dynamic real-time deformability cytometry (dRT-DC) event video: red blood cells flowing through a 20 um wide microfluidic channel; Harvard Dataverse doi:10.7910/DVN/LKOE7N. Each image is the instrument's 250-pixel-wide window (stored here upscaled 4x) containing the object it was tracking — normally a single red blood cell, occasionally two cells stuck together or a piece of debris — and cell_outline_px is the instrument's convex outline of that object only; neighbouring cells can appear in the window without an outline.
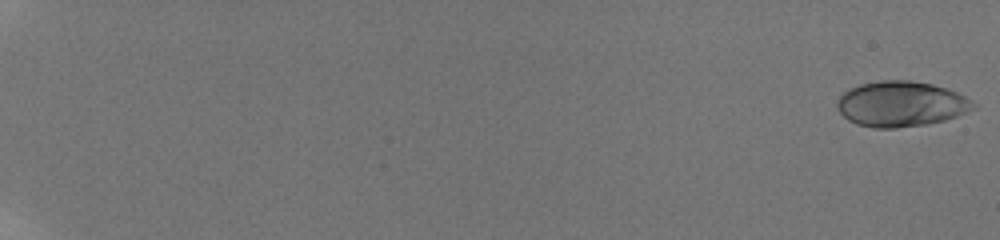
{"species": "human", "species_latin": "Homo sapiens", "temperature_condition": "room temperature", "stored_images_in_passage": 9, "camera_frame_rate_fps": 3000, "um_per_image_px": 0.085, "donor": {"sex": "male"}, "frame": {"image": 1, "passage_image": 1, "time_ms": 0.0, "image_size_px": [1000, 240], "cell_outline_px": [[976, 108], [956, 116], [944, 120], [924, 124], [896, 128], [872, 128], [856, 124], [848, 120], [836, 108], [836, 100], [848, 88], [860, 84], [880, 80], [908, 80], [932, 84], [956, 92], [972, 100], [976, 104]], "centroid_in_image_um": [76.55, 8.83], "position_along_channel_um": 8.5, "area_um2": 36.07}}
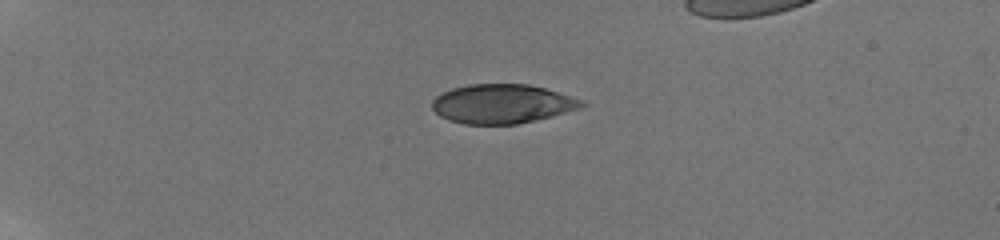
{"frame": {"image": 2, "passage_image": 6, "time_ms": 5.667, "image_size_px": [1000, 240], "cell_outline_px": [[588, 104], [580, 108], [552, 116], [536, 120], [516, 124], [464, 124], [448, 120], [440, 116], [432, 108], [432, 100], [436, 96], [452, 88], [468, 84], [528, 84], [544, 88], [584, 100]], "centroid_in_image_um": [42.68, 8.83], "position_along_channel_um": 42.3, "area_um2": 34.16}}
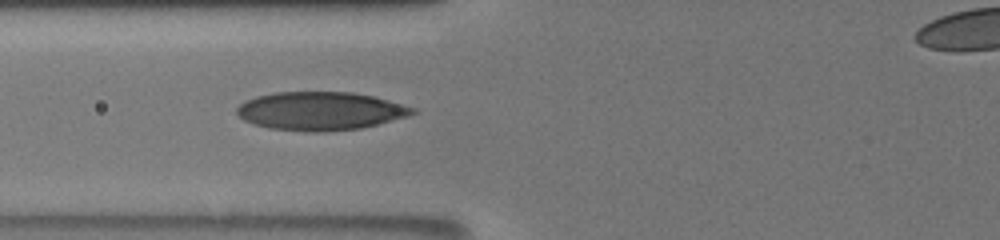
{"frame": {"image": 3, "passage_image": 9, "time_ms": 9.0, "image_size_px": [1000, 240], "cell_outline_px": [[416, 112], [408, 116], [360, 128], [324, 132], [316, 132], [268, 128], [244, 120], [236, 112], [236, 108], [244, 100], [256, 96], [276, 92], [352, 92], [372, 96], [388, 100], [416, 108]], "centroid_in_image_um": [27.21, 9.43], "position_along_channel_um": 98.6, "area_um2": 39.07}}